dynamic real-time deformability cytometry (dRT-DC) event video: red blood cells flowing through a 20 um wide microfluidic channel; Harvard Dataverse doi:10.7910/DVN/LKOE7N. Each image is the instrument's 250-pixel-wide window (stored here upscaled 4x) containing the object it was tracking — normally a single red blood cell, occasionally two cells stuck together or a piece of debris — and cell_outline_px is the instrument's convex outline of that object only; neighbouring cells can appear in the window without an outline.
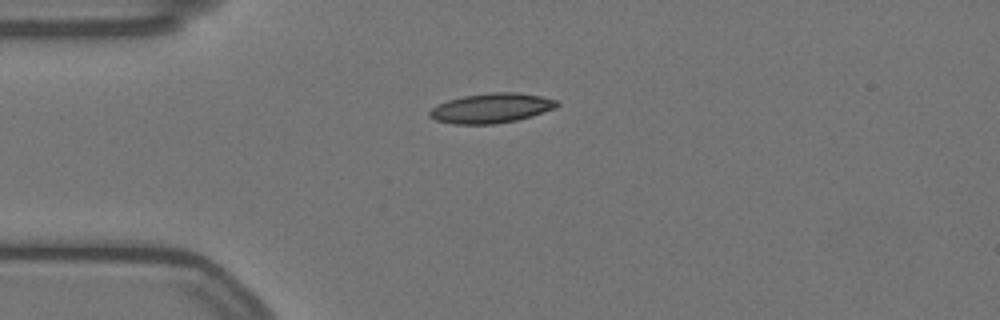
{"species": "Egyptian fruit bat (a non-hibernating species)", "species_latin": "Rousettus aegyptiacus", "temperature_condition": "warm", "stored_images_in_passage": 4, "camera_frame_rate_fps": 3000, "um_per_image_px": 0.085, "animal": {"sex": "female"}, "frame": {"image": 1, "passage_image": 1, "time_ms": 0.0, "image_size_px": [1000, 320], "cell_outline_px": [[560, 104], [556, 108], [532, 116], [516, 120], [496, 124], [456, 124], [436, 120], [428, 116], [428, 112], [432, 108], [448, 100], [464, 96], [488, 92], [516, 92], [540, 96], [560, 100]], "centroid_in_image_um": [41.81, 9.19], "position_along_channel_um": 43.2, "area_um2": 22.14}}